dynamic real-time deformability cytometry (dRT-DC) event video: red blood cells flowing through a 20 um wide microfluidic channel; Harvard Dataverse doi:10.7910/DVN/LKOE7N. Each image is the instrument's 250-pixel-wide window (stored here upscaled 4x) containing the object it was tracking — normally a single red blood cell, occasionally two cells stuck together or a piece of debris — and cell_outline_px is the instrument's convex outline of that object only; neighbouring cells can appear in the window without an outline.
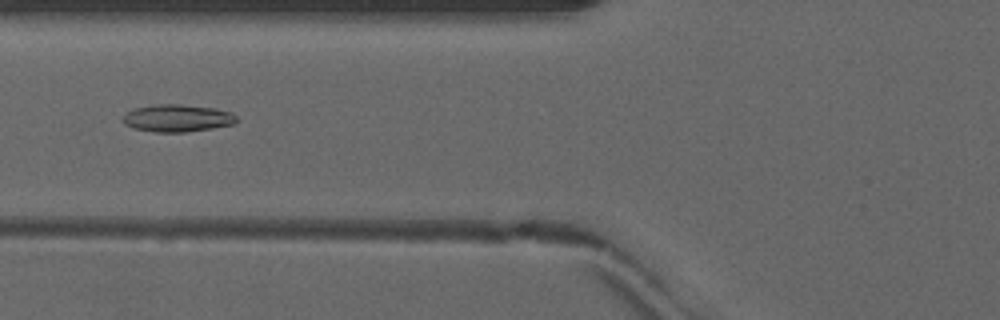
{"species": "common noctule bat (a hibernating species)", "species_latin": "Nyctalus noctula", "temperature_condition": "warm", "stored_images_in_passage": 31, "camera_frame_rate_fps": 3000, "um_per_image_px": 0.085, "animal": {"sex": "male", "forearm_length_mm": 52.5}, "frame": {"image": 1, "passage_image": 21, "time_ms": 6.667, "image_size_px": [1000, 320], "cell_outline_px": [[236, 120], [232, 124], [212, 128], [188, 132], [156, 132], [132, 128], [124, 124], [120, 116], [124, 112], [132, 108], [156, 104], [180, 104], [216, 108], [232, 112], [236, 116]], "centroid_in_image_um": [14.99, 10.03], "position_along_channel_um": 110.8, "area_um2": 18.44}}
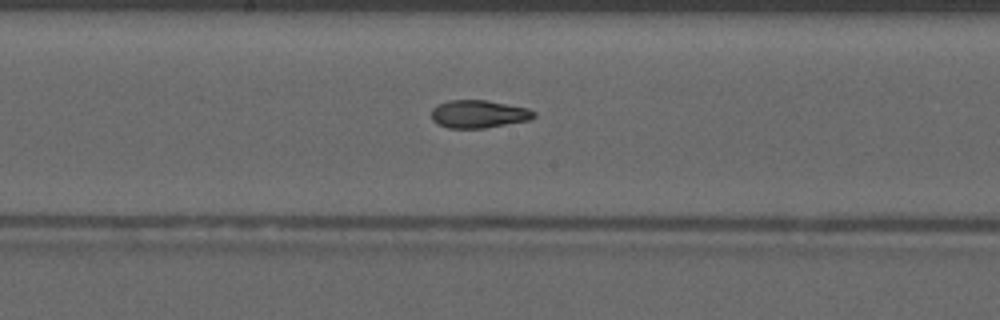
{"frame": {"image": 2, "passage_image": 28, "time_ms": 9.0, "image_size_px": [1000, 320], "cell_outline_px": [[536, 116], [532, 120], [484, 128], [448, 128], [436, 124], [432, 120], [432, 108], [448, 100], [488, 100], [528, 108], [536, 112]], "centroid_in_image_um": [40.71, 9.7], "position_along_channel_um": 207.5, "area_um2": 16.82}}
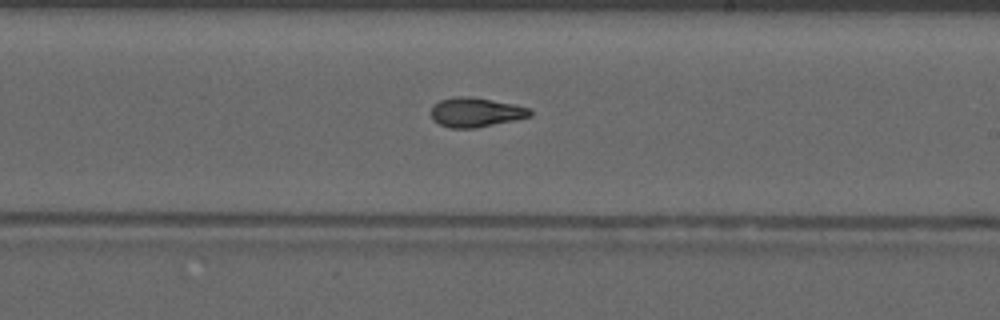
{"frame": {"image": 3, "passage_image": 31, "time_ms": 10.0, "image_size_px": [1000, 320], "cell_outline_px": [[532, 116], [476, 128], [452, 128], [440, 124], [432, 120], [432, 104], [440, 100], [456, 96], [468, 96], [516, 104], [528, 108], [532, 112]], "centroid_in_image_um": [40.43, 9.54], "position_along_channel_um": 248.6, "area_um2": 16.94}}